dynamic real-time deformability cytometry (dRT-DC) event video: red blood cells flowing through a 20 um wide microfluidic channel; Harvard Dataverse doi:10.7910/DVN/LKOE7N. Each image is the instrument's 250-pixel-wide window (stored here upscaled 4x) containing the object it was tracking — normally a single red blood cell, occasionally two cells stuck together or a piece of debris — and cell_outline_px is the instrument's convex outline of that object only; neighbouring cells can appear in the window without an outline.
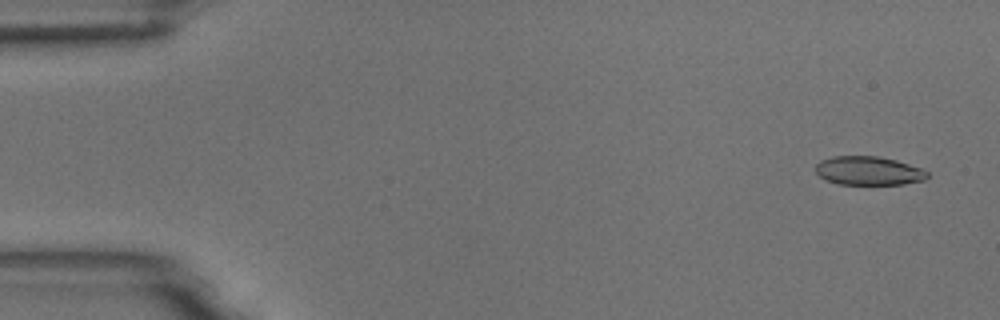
{"species": "common noctule bat (a hibernating species)", "species_latin": "Nyctalus noctula", "temperature_condition": "room temperature", "stored_images_in_passage": 4, "camera_frame_rate_fps": 3000, "um_per_image_px": 0.085, "animal": {"sex": "male", "body_mass_g": 18.8}, "frame": {"image": 1, "passage_image": 1, "time_ms": 0.0, "image_size_px": [1000, 320], "cell_outline_px": [[928, 176], [924, 180], [904, 184], [836, 184], [820, 176], [816, 172], [816, 164], [820, 160], [832, 156], [876, 156], [896, 160], [920, 168], [928, 172]], "centroid_in_image_um": [73.81, 14.51], "position_along_channel_um": 11.2, "area_um2": 18.61}}
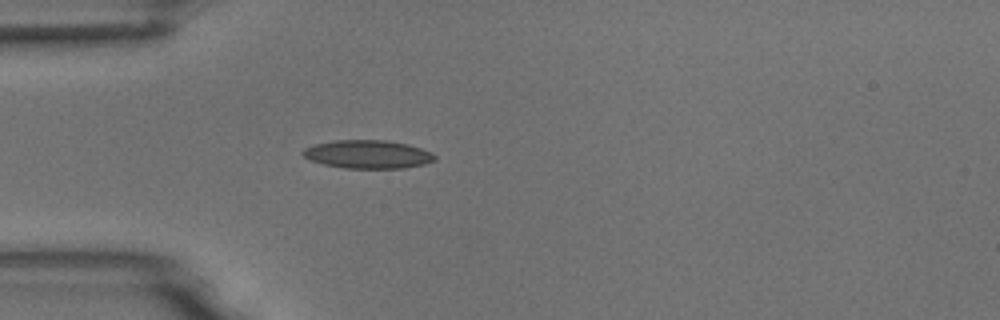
{"frame": {"image": 2, "passage_image": 4, "time_ms": 1.0, "image_size_px": [1000, 320], "cell_outline_px": [[436, 160], [424, 164], [404, 168], [344, 168], [324, 164], [308, 160], [300, 152], [304, 148], [316, 144], [336, 140], [388, 140], [408, 144], [432, 152], [436, 156]], "centroid_in_image_um": [31.27, 13.11], "position_along_channel_um": 53.7, "area_um2": 21.85}}